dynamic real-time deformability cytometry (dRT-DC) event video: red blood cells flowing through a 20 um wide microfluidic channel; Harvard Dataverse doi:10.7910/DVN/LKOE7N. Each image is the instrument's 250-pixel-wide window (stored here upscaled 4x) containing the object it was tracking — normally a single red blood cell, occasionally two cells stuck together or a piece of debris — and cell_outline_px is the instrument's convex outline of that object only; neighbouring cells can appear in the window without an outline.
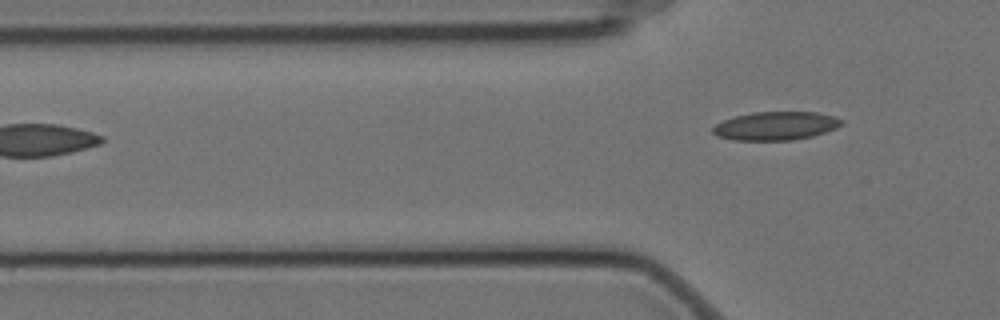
{"species": "Egyptian fruit bat (a non-hibernating species)", "species_latin": "Rousettus aegyptiacus", "temperature_condition": "cold", "stored_images_in_passage": 5, "camera_frame_rate_fps": 3000, "um_per_image_px": 0.085, "animal": {"sex": "female"}, "frame": {"image": 1, "passage_image": 5, "time_ms": 1.333, "image_size_px": [1000, 320], "cell_outline_px": [[844, 124], [836, 128], [812, 136], [792, 140], [736, 140], [716, 136], [712, 132], [712, 128], [716, 124], [724, 120], [736, 116], [752, 112], [816, 112], [832, 116], [844, 120]], "centroid_in_image_um": [65.94, 10.7], "position_along_channel_um": 59.9, "area_um2": 21.27}}